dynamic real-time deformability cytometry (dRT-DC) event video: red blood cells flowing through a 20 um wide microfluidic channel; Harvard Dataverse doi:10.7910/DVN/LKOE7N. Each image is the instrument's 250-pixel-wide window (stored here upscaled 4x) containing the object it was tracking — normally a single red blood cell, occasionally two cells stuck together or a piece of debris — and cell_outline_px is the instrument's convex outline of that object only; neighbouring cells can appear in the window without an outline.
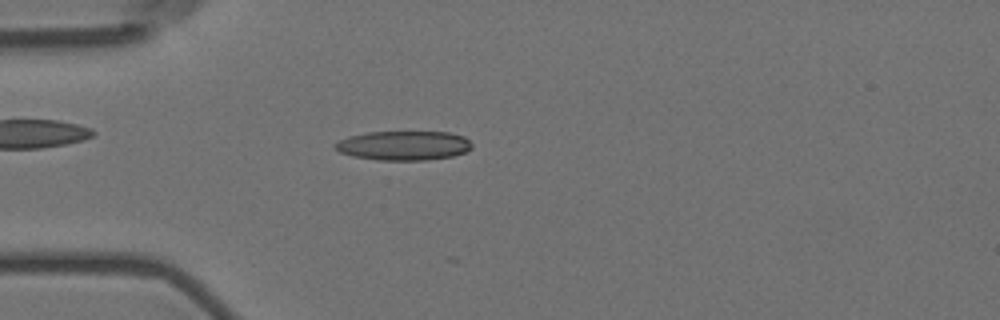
{"species": "Egyptian fruit bat (a non-hibernating species)", "species_latin": "Rousettus aegyptiacus", "temperature_condition": "room temperature", "stored_images_in_passage": 26, "camera_frame_rate_fps": 3000, "um_per_image_px": 0.085, "animal": {"sex": "female"}, "frame": {"image": 1, "passage_image": 15, "time_ms": 4.667, "image_size_px": [1000, 320], "cell_outline_px": [[472, 148], [464, 152], [452, 156], [424, 160], [376, 160], [352, 156], [340, 152], [332, 148], [332, 144], [348, 136], [368, 132], [448, 132], [464, 136], [472, 144]], "centroid_in_image_um": [34.27, 12.37], "position_along_channel_um": 50.7, "area_um2": 23.47}}
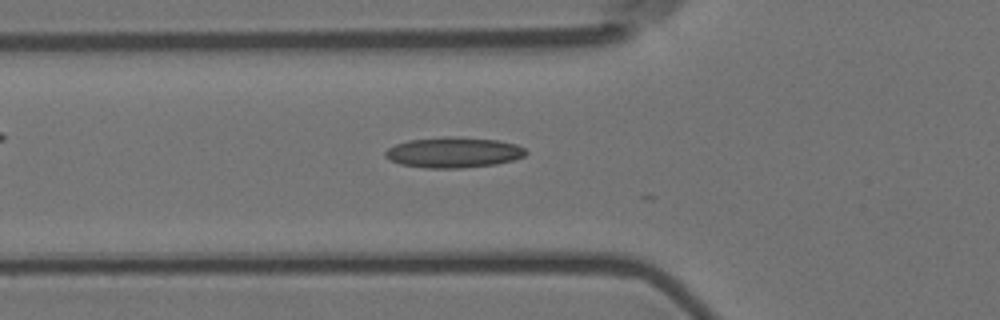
{"frame": {"image": 2, "passage_image": 19, "time_ms": 6.0, "image_size_px": [1000, 320], "cell_outline_px": [[528, 152], [524, 156], [512, 160], [496, 164], [460, 168], [424, 168], [400, 164], [384, 156], [384, 152], [388, 148], [396, 144], [408, 140], [444, 136], [448, 136], [496, 140], [516, 144], [524, 148]], "centroid_in_image_um": [38.53, 12.95], "position_along_channel_um": 87.3, "area_um2": 24.97}}
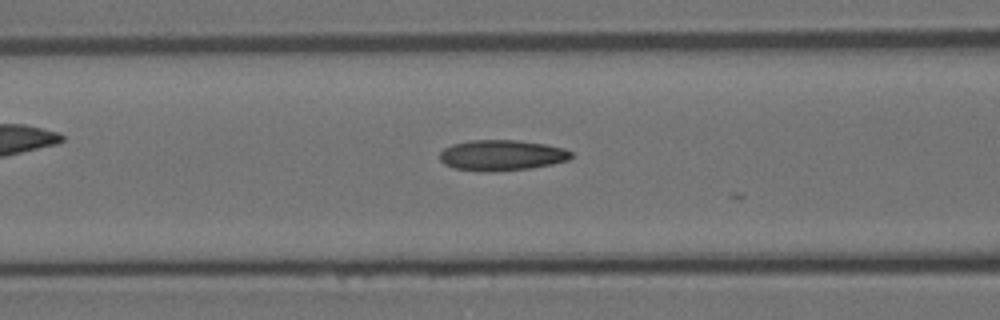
{"frame": {"image": 3, "passage_image": 22, "time_ms": 7.0, "image_size_px": [1000, 320], "cell_outline_px": [[572, 156], [568, 160], [552, 164], [532, 168], [492, 172], [488, 172], [452, 168], [444, 164], [440, 160], [440, 152], [444, 148], [452, 144], [468, 140], [516, 140], [544, 144], [564, 148], [572, 152]], "centroid_in_image_um": [42.62, 13.2], "position_along_channel_um": 124.0, "area_um2": 23.64}}